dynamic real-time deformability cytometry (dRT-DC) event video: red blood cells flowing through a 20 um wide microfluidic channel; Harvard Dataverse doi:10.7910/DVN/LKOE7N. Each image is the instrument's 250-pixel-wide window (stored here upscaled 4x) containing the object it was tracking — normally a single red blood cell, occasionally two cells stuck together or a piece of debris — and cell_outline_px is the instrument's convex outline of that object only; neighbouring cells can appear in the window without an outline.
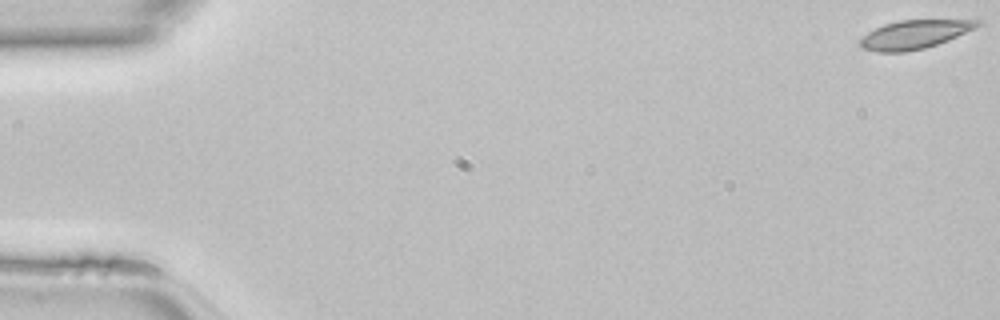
{"species": "common noctule bat (a hibernating species)", "species_latin": "Nyctalus noctula", "temperature_condition": "room temperature", "stored_images_in_passage": 47, "camera_frame_rate_fps": 3000, "um_per_image_px": 0.085, "animal": {"sex": "female", "body_mass_g": 22.7, "forearm_length_mm": 54.2}, "frame": {"image": 1, "passage_image": 1, "time_ms": 0.0, "image_size_px": [1000, 320], "cell_outline_px": [[984, 24], [976, 28], [948, 40], [924, 48], [904, 52], [876, 52], [864, 48], [860, 44], [860, 40], [868, 32], [884, 24], [900, 20], [984, 20]], "centroid_in_image_um": [77.78, 2.92], "position_along_channel_um": 7.2, "area_um2": 19.42}}
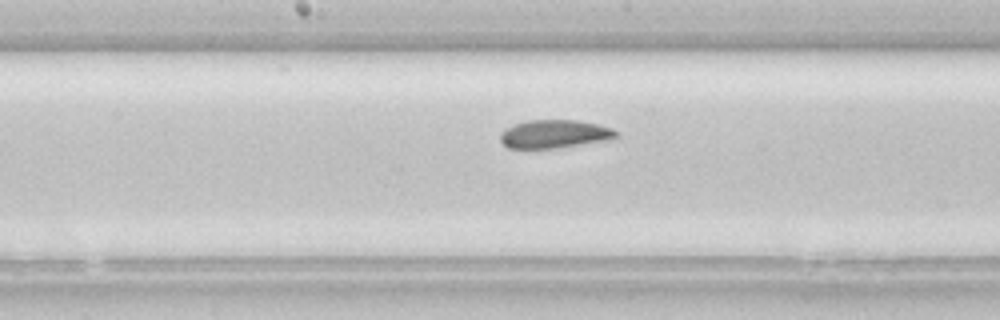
{"frame": {"image": 2, "passage_image": 25, "time_ms": 8.0, "image_size_px": [1000, 320], "cell_outline_px": [[616, 136], [612, 140], [556, 148], [508, 148], [500, 140], [500, 132], [516, 124], [528, 120], [576, 120], [596, 124], [612, 128], [616, 132]], "centroid_in_image_um": [47.14, 11.4], "position_along_channel_um": 201.1, "area_um2": 18.96}}
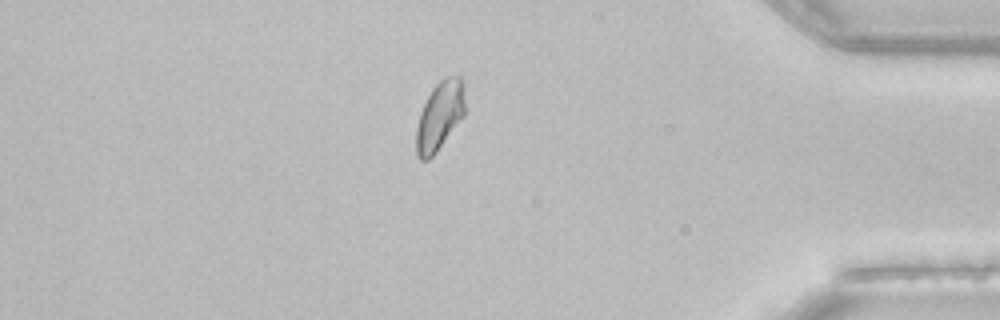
{"frame": {"image": 3, "passage_image": 41, "time_ms": 13.333, "image_size_px": [1000, 320], "cell_outline_px": [[464, 116], [436, 152], [428, 160], [420, 160], [416, 156], [416, 128], [420, 112], [432, 88], [440, 80], [448, 76], [460, 76], [464, 84]], "centroid_in_image_um": [37.36, 9.85], "position_along_channel_um": 397.8, "area_um2": 19.54}}